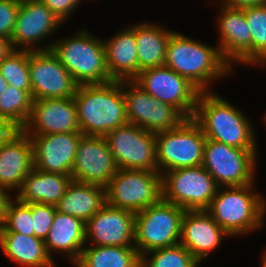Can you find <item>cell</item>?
Instances as JSON below:
<instances>
[{
  "label": "cell",
  "instance_id": "cell-9",
  "mask_svg": "<svg viewBox=\"0 0 266 267\" xmlns=\"http://www.w3.org/2000/svg\"><path fill=\"white\" fill-rule=\"evenodd\" d=\"M258 150L236 148L206 139L202 166L218 187L243 186L255 183Z\"/></svg>",
  "mask_w": 266,
  "mask_h": 267
},
{
  "label": "cell",
  "instance_id": "cell-25",
  "mask_svg": "<svg viewBox=\"0 0 266 267\" xmlns=\"http://www.w3.org/2000/svg\"><path fill=\"white\" fill-rule=\"evenodd\" d=\"M72 180L71 175L49 173L33 168L24 178L15 197L27 204L41 203L55 206L66 193Z\"/></svg>",
  "mask_w": 266,
  "mask_h": 267
},
{
  "label": "cell",
  "instance_id": "cell-30",
  "mask_svg": "<svg viewBox=\"0 0 266 267\" xmlns=\"http://www.w3.org/2000/svg\"><path fill=\"white\" fill-rule=\"evenodd\" d=\"M32 101L31 90L7 86L0 94V119L21 130L30 117Z\"/></svg>",
  "mask_w": 266,
  "mask_h": 267
},
{
  "label": "cell",
  "instance_id": "cell-5",
  "mask_svg": "<svg viewBox=\"0 0 266 267\" xmlns=\"http://www.w3.org/2000/svg\"><path fill=\"white\" fill-rule=\"evenodd\" d=\"M88 32L80 29L73 36L55 40L51 50L78 85L105 84L112 80L104 42Z\"/></svg>",
  "mask_w": 266,
  "mask_h": 267
},
{
  "label": "cell",
  "instance_id": "cell-42",
  "mask_svg": "<svg viewBox=\"0 0 266 267\" xmlns=\"http://www.w3.org/2000/svg\"><path fill=\"white\" fill-rule=\"evenodd\" d=\"M262 261H261V267H266V249H265V251H264V254H263V256H262V259H261Z\"/></svg>",
  "mask_w": 266,
  "mask_h": 267
},
{
  "label": "cell",
  "instance_id": "cell-39",
  "mask_svg": "<svg viewBox=\"0 0 266 267\" xmlns=\"http://www.w3.org/2000/svg\"><path fill=\"white\" fill-rule=\"evenodd\" d=\"M16 131L17 129L10 123L3 122L0 125V149Z\"/></svg>",
  "mask_w": 266,
  "mask_h": 267
},
{
  "label": "cell",
  "instance_id": "cell-36",
  "mask_svg": "<svg viewBox=\"0 0 266 267\" xmlns=\"http://www.w3.org/2000/svg\"><path fill=\"white\" fill-rule=\"evenodd\" d=\"M20 0H0V37L11 40Z\"/></svg>",
  "mask_w": 266,
  "mask_h": 267
},
{
  "label": "cell",
  "instance_id": "cell-26",
  "mask_svg": "<svg viewBox=\"0 0 266 267\" xmlns=\"http://www.w3.org/2000/svg\"><path fill=\"white\" fill-rule=\"evenodd\" d=\"M3 253L22 267H55L46 250L44 240L14 232H0Z\"/></svg>",
  "mask_w": 266,
  "mask_h": 267
},
{
  "label": "cell",
  "instance_id": "cell-3",
  "mask_svg": "<svg viewBox=\"0 0 266 267\" xmlns=\"http://www.w3.org/2000/svg\"><path fill=\"white\" fill-rule=\"evenodd\" d=\"M193 119L206 139L247 150H257L254 126L245 113L211 91L201 92Z\"/></svg>",
  "mask_w": 266,
  "mask_h": 267
},
{
  "label": "cell",
  "instance_id": "cell-20",
  "mask_svg": "<svg viewBox=\"0 0 266 267\" xmlns=\"http://www.w3.org/2000/svg\"><path fill=\"white\" fill-rule=\"evenodd\" d=\"M220 12L216 24L220 34L217 46L222 57L231 66L237 62L240 65H252V35L244 9L221 5Z\"/></svg>",
  "mask_w": 266,
  "mask_h": 267
},
{
  "label": "cell",
  "instance_id": "cell-24",
  "mask_svg": "<svg viewBox=\"0 0 266 267\" xmlns=\"http://www.w3.org/2000/svg\"><path fill=\"white\" fill-rule=\"evenodd\" d=\"M85 222L77 217L56 211L47 237L44 240L48 255L53 259L54 252L68 257L75 263L85 247ZM53 253V254H51Z\"/></svg>",
  "mask_w": 266,
  "mask_h": 267
},
{
  "label": "cell",
  "instance_id": "cell-41",
  "mask_svg": "<svg viewBox=\"0 0 266 267\" xmlns=\"http://www.w3.org/2000/svg\"><path fill=\"white\" fill-rule=\"evenodd\" d=\"M7 86H8V83L6 79L0 74V94L4 90H6Z\"/></svg>",
  "mask_w": 266,
  "mask_h": 267
},
{
  "label": "cell",
  "instance_id": "cell-33",
  "mask_svg": "<svg viewBox=\"0 0 266 267\" xmlns=\"http://www.w3.org/2000/svg\"><path fill=\"white\" fill-rule=\"evenodd\" d=\"M252 35V65L266 64V4L244 8Z\"/></svg>",
  "mask_w": 266,
  "mask_h": 267
},
{
  "label": "cell",
  "instance_id": "cell-2",
  "mask_svg": "<svg viewBox=\"0 0 266 267\" xmlns=\"http://www.w3.org/2000/svg\"><path fill=\"white\" fill-rule=\"evenodd\" d=\"M73 98L83 135L105 137L128 123L122 81L79 85Z\"/></svg>",
  "mask_w": 266,
  "mask_h": 267
},
{
  "label": "cell",
  "instance_id": "cell-12",
  "mask_svg": "<svg viewBox=\"0 0 266 267\" xmlns=\"http://www.w3.org/2000/svg\"><path fill=\"white\" fill-rule=\"evenodd\" d=\"M105 139L118 169L158 171L155 133L127 123Z\"/></svg>",
  "mask_w": 266,
  "mask_h": 267
},
{
  "label": "cell",
  "instance_id": "cell-4",
  "mask_svg": "<svg viewBox=\"0 0 266 267\" xmlns=\"http://www.w3.org/2000/svg\"><path fill=\"white\" fill-rule=\"evenodd\" d=\"M253 184L218 187L206 211L231 237L247 235L264 224L266 199Z\"/></svg>",
  "mask_w": 266,
  "mask_h": 267
},
{
  "label": "cell",
  "instance_id": "cell-37",
  "mask_svg": "<svg viewBox=\"0 0 266 267\" xmlns=\"http://www.w3.org/2000/svg\"><path fill=\"white\" fill-rule=\"evenodd\" d=\"M63 23L70 17L82 0H40Z\"/></svg>",
  "mask_w": 266,
  "mask_h": 267
},
{
  "label": "cell",
  "instance_id": "cell-7",
  "mask_svg": "<svg viewBox=\"0 0 266 267\" xmlns=\"http://www.w3.org/2000/svg\"><path fill=\"white\" fill-rule=\"evenodd\" d=\"M155 139L160 175L202 165L206 137L193 118H187L179 127L169 131L155 133Z\"/></svg>",
  "mask_w": 266,
  "mask_h": 267
},
{
  "label": "cell",
  "instance_id": "cell-6",
  "mask_svg": "<svg viewBox=\"0 0 266 267\" xmlns=\"http://www.w3.org/2000/svg\"><path fill=\"white\" fill-rule=\"evenodd\" d=\"M185 210L161 200L135 214L134 247L139 255L180 244Z\"/></svg>",
  "mask_w": 266,
  "mask_h": 267
},
{
  "label": "cell",
  "instance_id": "cell-8",
  "mask_svg": "<svg viewBox=\"0 0 266 267\" xmlns=\"http://www.w3.org/2000/svg\"><path fill=\"white\" fill-rule=\"evenodd\" d=\"M106 204L134 214L162 200L158 171L118 169L105 187Z\"/></svg>",
  "mask_w": 266,
  "mask_h": 267
},
{
  "label": "cell",
  "instance_id": "cell-15",
  "mask_svg": "<svg viewBox=\"0 0 266 267\" xmlns=\"http://www.w3.org/2000/svg\"><path fill=\"white\" fill-rule=\"evenodd\" d=\"M62 25L63 22L40 0H20V8L10 40L11 46L13 49L29 51L50 50L53 45L51 41L43 47L35 44L47 40Z\"/></svg>",
  "mask_w": 266,
  "mask_h": 267
},
{
  "label": "cell",
  "instance_id": "cell-18",
  "mask_svg": "<svg viewBox=\"0 0 266 267\" xmlns=\"http://www.w3.org/2000/svg\"><path fill=\"white\" fill-rule=\"evenodd\" d=\"M86 245L134 247L135 214L105 204L85 223Z\"/></svg>",
  "mask_w": 266,
  "mask_h": 267
},
{
  "label": "cell",
  "instance_id": "cell-16",
  "mask_svg": "<svg viewBox=\"0 0 266 267\" xmlns=\"http://www.w3.org/2000/svg\"><path fill=\"white\" fill-rule=\"evenodd\" d=\"M117 170L105 137L83 135L71 170L72 179L105 188Z\"/></svg>",
  "mask_w": 266,
  "mask_h": 267
},
{
  "label": "cell",
  "instance_id": "cell-40",
  "mask_svg": "<svg viewBox=\"0 0 266 267\" xmlns=\"http://www.w3.org/2000/svg\"><path fill=\"white\" fill-rule=\"evenodd\" d=\"M12 50L10 40L0 37V61Z\"/></svg>",
  "mask_w": 266,
  "mask_h": 267
},
{
  "label": "cell",
  "instance_id": "cell-10",
  "mask_svg": "<svg viewBox=\"0 0 266 267\" xmlns=\"http://www.w3.org/2000/svg\"><path fill=\"white\" fill-rule=\"evenodd\" d=\"M162 200L186 210H206L218 186L202 166L180 168L161 174Z\"/></svg>",
  "mask_w": 266,
  "mask_h": 267
},
{
  "label": "cell",
  "instance_id": "cell-23",
  "mask_svg": "<svg viewBox=\"0 0 266 267\" xmlns=\"http://www.w3.org/2000/svg\"><path fill=\"white\" fill-rule=\"evenodd\" d=\"M106 63L111 80L132 81L138 75V58L135 38V25L103 39Z\"/></svg>",
  "mask_w": 266,
  "mask_h": 267
},
{
  "label": "cell",
  "instance_id": "cell-14",
  "mask_svg": "<svg viewBox=\"0 0 266 267\" xmlns=\"http://www.w3.org/2000/svg\"><path fill=\"white\" fill-rule=\"evenodd\" d=\"M29 77L33 100L73 97L79 86L51 49L29 51Z\"/></svg>",
  "mask_w": 266,
  "mask_h": 267
},
{
  "label": "cell",
  "instance_id": "cell-35",
  "mask_svg": "<svg viewBox=\"0 0 266 267\" xmlns=\"http://www.w3.org/2000/svg\"><path fill=\"white\" fill-rule=\"evenodd\" d=\"M56 213V207L49 204L31 203L34 236L42 240L48 235Z\"/></svg>",
  "mask_w": 266,
  "mask_h": 267
},
{
  "label": "cell",
  "instance_id": "cell-27",
  "mask_svg": "<svg viewBox=\"0 0 266 267\" xmlns=\"http://www.w3.org/2000/svg\"><path fill=\"white\" fill-rule=\"evenodd\" d=\"M105 204L104 187L72 180L55 207L56 211L77 217L86 223Z\"/></svg>",
  "mask_w": 266,
  "mask_h": 267
},
{
  "label": "cell",
  "instance_id": "cell-11",
  "mask_svg": "<svg viewBox=\"0 0 266 267\" xmlns=\"http://www.w3.org/2000/svg\"><path fill=\"white\" fill-rule=\"evenodd\" d=\"M129 124L152 133L179 127L187 117L176 107L160 102L132 81H122Z\"/></svg>",
  "mask_w": 266,
  "mask_h": 267
},
{
  "label": "cell",
  "instance_id": "cell-38",
  "mask_svg": "<svg viewBox=\"0 0 266 267\" xmlns=\"http://www.w3.org/2000/svg\"><path fill=\"white\" fill-rule=\"evenodd\" d=\"M219 4L226 7L244 9L266 4V0H221V3Z\"/></svg>",
  "mask_w": 266,
  "mask_h": 267
},
{
  "label": "cell",
  "instance_id": "cell-43",
  "mask_svg": "<svg viewBox=\"0 0 266 267\" xmlns=\"http://www.w3.org/2000/svg\"><path fill=\"white\" fill-rule=\"evenodd\" d=\"M264 121L263 122H265L266 123V113H265V116H264V119H263Z\"/></svg>",
  "mask_w": 266,
  "mask_h": 267
},
{
  "label": "cell",
  "instance_id": "cell-19",
  "mask_svg": "<svg viewBox=\"0 0 266 267\" xmlns=\"http://www.w3.org/2000/svg\"><path fill=\"white\" fill-rule=\"evenodd\" d=\"M28 136L32 142L35 169L71 175L77 147L83 136L81 132Z\"/></svg>",
  "mask_w": 266,
  "mask_h": 267
},
{
  "label": "cell",
  "instance_id": "cell-17",
  "mask_svg": "<svg viewBox=\"0 0 266 267\" xmlns=\"http://www.w3.org/2000/svg\"><path fill=\"white\" fill-rule=\"evenodd\" d=\"M21 130L26 135L81 132L74 98L33 100L30 117Z\"/></svg>",
  "mask_w": 266,
  "mask_h": 267
},
{
  "label": "cell",
  "instance_id": "cell-1",
  "mask_svg": "<svg viewBox=\"0 0 266 267\" xmlns=\"http://www.w3.org/2000/svg\"><path fill=\"white\" fill-rule=\"evenodd\" d=\"M164 66L187 78L201 92L211 91V82L233 71L217 45L208 46L175 30L167 42Z\"/></svg>",
  "mask_w": 266,
  "mask_h": 267
},
{
  "label": "cell",
  "instance_id": "cell-22",
  "mask_svg": "<svg viewBox=\"0 0 266 267\" xmlns=\"http://www.w3.org/2000/svg\"><path fill=\"white\" fill-rule=\"evenodd\" d=\"M34 168L30 137L17 130L0 149V186L18 191Z\"/></svg>",
  "mask_w": 266,
  "mask_h": 267
},
{
  "label": "cell",
  "instance_id": "cell-29",
  "mask_svg": "<svg viewBox=\"0 0 266 267\" xmlns=\"http://www.w3.org/2000/svg\"><path fill=\"white\" fill-rule=\"evenodd\" d=\"M75 267H140L141 256L135 247L86 246Z\"/></svg>",
  "mask_w": 266,
  "mask_h": 267
},
{
  "label": "cell",
  "instance_id": "cell-21",
  "mask_svg": "<svg viewBox=\"0 0 266 267\" xmlns=\"http://www.w3.org/2000/svg\"><path fill=\"white\" fill-rule=\"evenodd\" d=\"M231 237L206 210H186L182 219L180 244L201 264L222 243Z\"/></svg>",
  "mask_w": 266,
  "mask_h": 267
},
{
  "label": "cell",
  "instance_id": "cell-28",
  "mask_svg": "<svg viewBox=\"0 0 266 267\" xmlns=\"http://www.w3.org/2000/svg\"><path fill=\"white\" fill-rule=\"evenodd\" d=\"M173 32L157 23L135 24L138 74L148 68L164 66L167 42Z\"/></svg>",
  "mask_w": 266,
  "mask_h": 267
},
{
  "label": "cell",
  "instance_id": "cell-34",
  "mask_svg": "<svg viewBox=\"0 0 266 267\" xmlns=\"http://www.w3.org/2000/svg\"><path fill=\"white\" fill-rule=\"evenodd\" d=\"M0 232H14L26 236H34L31 203L11 198L7 204L3 227Z\"/></svg>",
  "mask_w": 266,
  "mask_h": 267
},
{
  "label": "cell",
  "instance_id": "cell-13",
  "mask_svg": "<svg viewBox=\"0 0 266 267\" xmlns=\"http://www.w3.org/2000/svg\"><path fill=\"white\" fill-rule=\"evenodd\" d=\"M133 81L160 102L176 107L187 118H193L201 91L187 78L162 66L140 71Z\"/></svg>",
  "mask_w": 266,
  "mask_h": 267
},
{
  "label": "cell",
  "instance_id": "cell-32",
  "mask_svg": "<svg viewBox=\"0 0 266 267\" xmlns=\"http://www.w3.org/2000/svg\"><path fill=\"white\" fill-rule=\"evenodd\" d=\"M199 265V261L183 245L178 244L141 255L140 267H198Z\"/></svg>",
  "mask_w": 266,
  "mask_h": 267
},
{
  "label": "cell",
  "instance_id": "cell-31",
  "mask_svg": "<svg viewBox=\"0 0 266 267\" xmlns=\"http://www.w3.org/2000/svg\"><path fill=\"white\" fill-rule=\"evenodd\" d=\"M0 74L8 86L31 90L29 77V50L13 49L0 61Z\"/></svg>",
  "mask_w": 266,
  "mask_h": 267
}]
</instances>
